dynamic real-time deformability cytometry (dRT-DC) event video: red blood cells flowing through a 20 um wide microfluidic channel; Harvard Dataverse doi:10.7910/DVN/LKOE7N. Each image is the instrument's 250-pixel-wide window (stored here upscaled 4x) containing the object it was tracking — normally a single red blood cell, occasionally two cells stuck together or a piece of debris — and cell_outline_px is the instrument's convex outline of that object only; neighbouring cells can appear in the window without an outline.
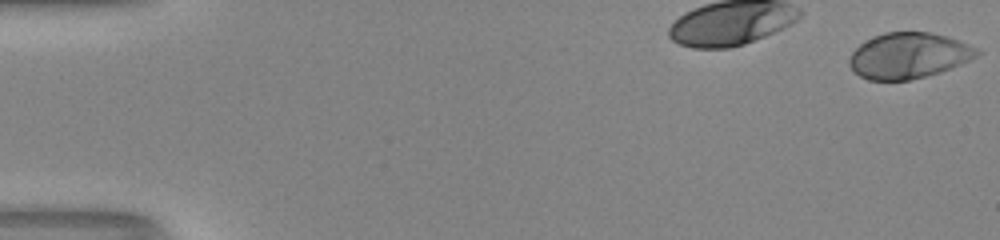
{"species": "human", "species_latin": "Homo sapiens", "temperature_condition": "room temperature", "stored_images_in_passage": 36, "camera_frame_rate_fps": 3000, "um_per_image_px": 0.085, "donor": {"sex": "male"}, "frame": {"image": 1, "passage_image": 1, "time_ms": 0.0, "image_size_px": [1000, 240], "cell_outline_px": [[984, 52], [952, 68], [940, 72], [908, 80], [868, 80], [860, 76], [848, 64], [848, 60], [852, 52], [864, 40], [884, 32], [932, 32], [948, 36], [960, 40]], "centroid_in_image_um": [77.23, 4.71], "position_along_channel_um": 7.8, "area_um2": 34.1}, "authors_computed_cell_mechanics": {"area_um2": 35.8649, "velocity_mm_per_s": 4.1061, "shape_relaxation_time_tau1_ms": 2.8126, "shape_relaxation_time_tau2_ms": null, "deformation_change_tau1": 0.1626, "deformation_change_tau2": null}}